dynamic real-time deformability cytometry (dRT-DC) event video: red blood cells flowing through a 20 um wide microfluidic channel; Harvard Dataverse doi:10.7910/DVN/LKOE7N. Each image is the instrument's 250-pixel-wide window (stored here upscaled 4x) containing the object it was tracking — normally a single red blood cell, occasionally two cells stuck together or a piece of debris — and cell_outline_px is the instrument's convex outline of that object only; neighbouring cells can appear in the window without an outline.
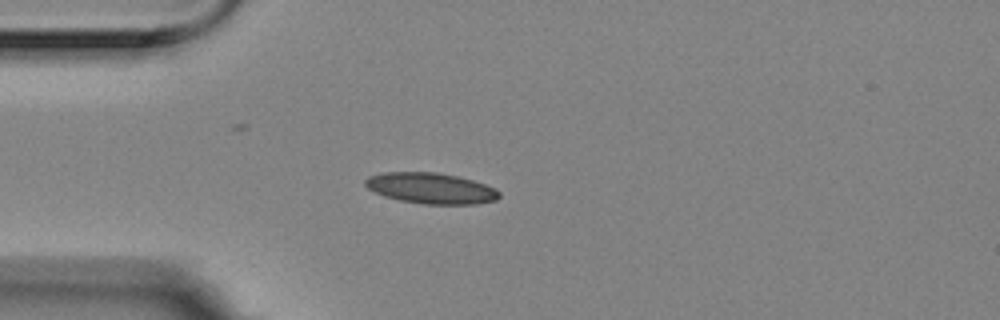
{"species": "Egyptian fruit bat (a non-hibernating species)", "species_latin": "Rousettus aegyptiacus", "temperature_condition": "room temperature", "stored_images_in_passage": 42, "camera_frame_rate_fps": 3000, "um_per_image_px": 0.085, "animal": {"sex": "female"}, "frame": {"image": 1, "passage_image": 1, "time_ms": 0.0, "image_size_px": [1000, 320], "cell_outline_px": [[500, 196], [496, 200], [476, 204], [424, 204], [400, 200], [384, 196], [368, 188], [364, 184], [364, 180], [368, 176], [380, 172], [436, 172], [456, 176], [472, 180], [496, 188], [500, 192]], "centroid_in_image_um": [36.62, 15.99], "position_along_channel_um": 48.4, "area_um2": 24.1}}
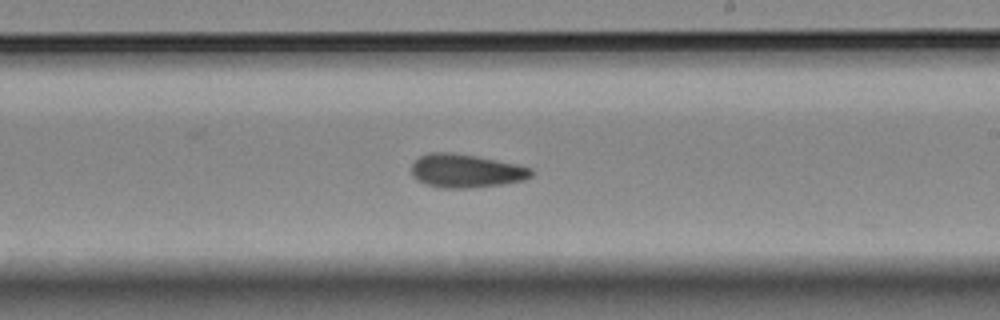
{"frame": {"image": 2, "passage_image": 19, "time_ms": 6.0, "image_size_px": [1000, 320], "cell_outline_px": [[532, 176], [524, 180], [504, 184], [468, 188], [444, 188], [424, 184], [416, 180], [412, 176], [412, 164], [420, 156], [428, 152], [448, 152], [476, 156], [516, 164], [532, 168]], "centroid_in_image_um": [39.59, 14.53], "position_along_channel_um": 249.4, "area_um2": 23.41}}
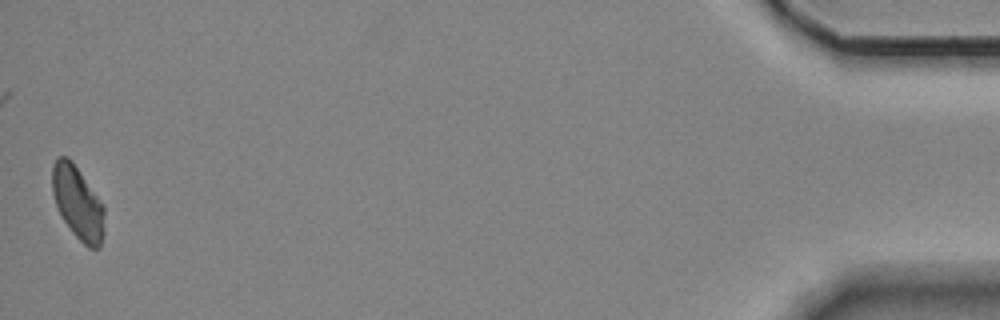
{"frame": {"image": 3, "passage_image": 42, "time_ms": 13.667, "image_size_px": [1000, 320], "cell_outline_px": [[104, 232], [100, 248], [88, 248], [72, 232], [64, 220], [56, 204], [52, 192], [52, 164], [60, 156], [68, 156], [72, 160], [104, 204]], "centroid_in_image_um": [6.63, 17.22], "position_along_channel_um": 428.6, "area_um2": 22.31}, "authors_computed_cell_mechanics": {"area_um2": 23.2067, "velocity_mm_per_s": 3.5323, "shape_relaxation_time_tau1_ms": 5.4187, "shape_relaxation_time_tau2_ms": 4.3534, "deformation_change_tau1": 0.1201, "deformation_change_tau2": 0.0852}}